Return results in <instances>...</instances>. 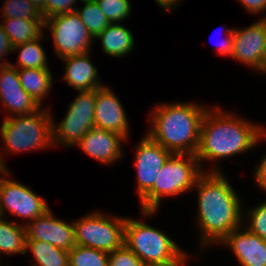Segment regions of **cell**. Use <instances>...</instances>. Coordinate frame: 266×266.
Segmentation results:
<instances>
[{"mask_svg": "<svg viewBox=\"0 0 266 266\" xmlns=\"http://www.w3.org/2000/svg\"><path fill=\"white\" fill-rule=\"evenodd\" d=\"M226 175L204 172L196 181L198 230L201 250L218 244L233 230L243 225L242 202Z\"/></svg>", "mask_w": 266, "mask_h": 266, "instance_id": "obj_1", "label": "cell"}, {"mask_svg": "<svg viewBox=\"0 0 266 266\" xmlns=\"http://www.w3.org/2000/svg\"><path fill=\"white\" fill-rule=\"evenodd\" d=\"M231 113L216 106L208 108L203 116L196 158L204 172L208 170L202 162H215L209 172H221L217 161L252 150L266 135L265 126Z\"/></svg>", "mask_w": 266, "mask_h": 266, "instance_id": "obj_2", "label": "cell"}, {"mask_svg": "<svg viewBox=\"0 0 266 266\" xmlns=\"http://www.w3.org/2000/svg\"><path fill=\"white\" fill-rule=\"evenodd\" d=\"M162 103L151 110V129L146 135L172 154L196 155L200 128L208 107L199 103Z\"/></svg>", "mask_w": 266, "mask_h": 266, "instance_id": "obj_3", "label": "cell"}, {"mask_svg": "<svg viewBox=\"0 0 266 266\" xmlns=\"http://www.w3.org/2000/svg\"><path fill=\"white\" fill-rule=\"evenodd\" d=\"M203 173L196 155L172 154L161 168L153 187L139 200L143 218L157 214L162 198L193 191Z\"/></svg>", "mask_w": 266, "mask_h": 266, "instance_id": "obj_4", "label": "cell"}, {"mask_svg": "<svg viewBox=\"0 0 266 266\" xmlns=\"http://www.w3.org/2000/svg\"><path fill=\"white\" fill-rule=\"evenodd\" d=\"M124 244L143 263L185 266L191 255L170 239L165 232L142 220L126 217Z\"/></svg>", "mask_w": 266, "mask_h": 266, "instance_id": "obj_5", "label": "cell"}, {"mask_svg": "<svg viewBox=\"0 0 266 266\" xmlns=\"http://www.w3.org/2000/svg\"><path fill=\"white\" fill-rule=\"evenodd\" d=\"M41 107L29 115L4 117L0 128L3 151L12 155L54 147L51 110ZM5 149V150H4Z\"/></svg>", "mask_w": 266, "mask_h": 266, "instance_id": "obj_6", "label": "cell"}, {"mask_svg": "<svg viewBox=\"0 0 266 266\" xmlns=\"http://www.w3.org/2000/svg\"><path fill=\"white\" fill-rule=\"evenodd\" d=\"M123 216L107 217L102 212L93 211L73 221L75 242L107 253L113 252L124 244Z\"/></svg>", "mask_w": 266, "mask_h": 266, "instance_id": "obj_7", "label": "cell"}, {"mask_svg": "<svg viewBox=\"0 0 266 266\" xmlns=\"http://www.w3.org/2000/svg\"><path fill=\"white\" fill-rule=\"evenodd\" d=\"M76 98L70 102L64 119L59 124L52 118L53 146H75L90 130L95 128V100L96 89L78 92Z\"/></svg>", "mask_w": 266, "mask_h": 266, "instance_id": "obj_8", "label": "cell"}, {"mask_svg": "<svg viewBox=\"0 0 266 266\" xmlns=\"http://www.w3.org/2000/svg\"><path fill=\"white\" fill-rule=\"evenodd\" d=\"M45 28L51 34L54 51L59 59L89 52L92 41H95L76 11L45 19Z\"/></svg>", "mask_w": 266, "mask_h": 266, "instance_id": "obj_9", "label": "cell"}, {"mask_svg": "<svg viewBox=\"0 0 266 266\" xmlns=\"http://www.w3.org/2000/svg\"><path fill=\"white\" fill-rule=\"evenodd\" d=\"M1 173L0 207L3 217H5L6 211H9L12 216L33 221L50 209L44 197L36 194L27 185L21 184L10 177L8 169H0Z\"/></svg>", "mask_w": 266, "mask_h": 266, "instance_id": "obj_10", "label": "cell"}, {"mask_svg": "<svg viewBox=\"0 0 266 266\" xmlns=\"http://www.w3.org/2000/svg\"><path fill=\"white\" fill-rule=\"evenodd\" d=\"M134 155L137 193L140 200L153 187L161 168L172 153L145 134L136 144Z\"/></svg>", "mask_w": 266, "mask_h": 266, "instance_id": "obj_11", "label": "cell"}, {"mask_svg": "<svg viewBox=\"0 0 266 266\" xmlns=\"http://www.w3.org/2000/svg\"><path fill=\"white\" fill-rule=\"evenodd\" d=\"M265 46V23L258 19L242 29H233L232 57L263 75V52Z\"/></svg>", "mask_w": 266, "mask_h": 266, "instance_id": "obj_12", "label": "cell"}, {"mask_svg": "<svg viewBox=\"0 0 266 266\" xmlns=\"http://www.w3.org/2000/svg\"><path fill=\"white\" fill-rule=\"evenodd\" d=\"M51 209L25 226L26 240H39L70 251L75 245L74 224L55 218Z\"/></svg>", "mask_w": 266, "mask_h": 266, "instance_id": "obj_13", "label": "cell"}, {"mask_svg": "<svg viewBox=\"0 0 266 266\" xmlns=\"http://www.w3.org/2000/svg\"><path fill=\"white\" fill-rule=\"evenodd\" d=\"M0 103L11 116L29 115L41 106L22 88L17 68L0 65Z\"/></svg>", "mask_w": 266, "mask_h": 266, "instance_id": "obj_14", "label": "cell"}, {"mask_svg": "<svg viewBox=\"0 0 266 266\" xmlns=\"http://www.w3.org/2000/svg\"><path fill=\"white\" fill-rule=\"evenodd\" d=\"M126 114L118 96L109 86L96 89L95 128L116 132L129 140L130 126Z\"/></svg>", "mask_w": 266, "mask_h": 266, "instance_id": "obj_15", "label": "cell"}, {"mask_svg": "<svg viewBox=\"0 0 266 266\" xmlns=\"http://www.w3.org/2000/svg\"><path fill=\"white\" fill-rule=\"evenodd\" d=\"M127 139L109 130L90 129L75 145L87 156L103 164H113L123 156V143Z\"/></svg>", "mask_w": 266, "mask_h": 266, "instance_id": "obj_16", "label": "cell"}, {"mask_svg": "<svg viewBox=\"0 0 266 266\" xmlns=\"http://www.w3.org/2000/svg\"><path fill=\"white\" fill-rule=\"evenodd\" d=\"M243 228L233 230L219 245L232 251L241 266H266V241Z\"/></svg>", "mask_w": 266, "mask_h": 266, "instance_id": "obj_17", "label": "cell"}, {"mask_svg": "<svg viewBox=\"0 0 266 266\" xmlns=\"http://www.w3.org/2000/svg\"><path fill=\"white\" fill-rule=\"evenodd\" d=\"M90 52L61 59L65 62L63 81L79 92L100 89L105 86L100 82L102 80L99 79L97 68L91 62Z\"/></svg>", "mask_w": 266, "mask_h": 266, "instance_id": "obj_18", "label": "cell"}, {"mask_svg": "<svg viewBox=\"0 0 266 266\" xmlns=\"http://www.w3.org/2000/svg\"><path fill=\"white\" fill-rule=\"evenodd\" d=\"M102 44V52L112 57L123 58L135 47L132 32L121 23H110L96 38Z\"/></svg>", "mask_w": 266, "mask_h": 266, "instance_id": "obj_19", "label": "cell"}, {"mask_svg": "<svg viewBox=\"0 0 266 266\" xmlns=\"http://www.w3.org/2000/svg\"><path fill=\"white\" fill-rule=\"evenodd\" d=\"M22 88L42 107L54 84L50 69H17Z\"/></svg>", "mask_w": 266, "mask_h": 266, "instance_id": "obj_20", "label": "cell"}, {"mask_svg": "<svg viewBox=\"0 0 266 266\" xmlns=\"http://www.w3.org/2000/svg\"><path fill=\"white\" fill-rule=\"evenodd\" d=\"M3 30L8 35L13 47L39 38L44 32L45 20H28L21 18H3Z\"/></svg>", "mask_w": 266, "mask_h": 266, "instance_id": "obj_21", "label": "cell"}, {"mask_svg": "<svg viewBox=\"0 0 266 266\" xmlns=\"http://www.w3.org/2000/svg\"><path fill=\"white\" fill-rule=\"evenodd\" d=\"M0 219V257L1 254L14 255L26 253L25 226L12 221Z\"/></svg>", "mask_w": 266, "mask_h": 266, "instance_id": "obj_22", "label": "cell"}, {"mask_svg": "<svg viewBox=\"0 0 266 266\" xmlns=\"http://www.w3.org/2000/svg\"><path fill=\"white\" fill-rule=\"evenodd\" d=\"M32 254V266H69V252L39 240H26V252Z\"/></svg>", "mask_w": 266, "mask_h": 266, "instance_id": "obj_23", "label": "cell"}, {"mask_svg": "<svg viewBox=\"0 0 266 266\" xmlns=\"http://www.w3.org/2000/svg\"><path fill=\"white\" fill-rule=\"evenodd\" d=\"M44 34L35 40L13 47V52H19V57L17 64L10 63V65L17 69H49L47 66V55L41 44Z\"/></svg>", "mask_w": 266, "mask_h": 266, "instance_id": "obj_24", "label": "cell"}, {"mask_svg": "<svg viewBox=\"0 0 266 266\" xmlns=\"http://www.w3.org/2000/svg\"><path fill=\"white\" fill-rule=\"evenodd\" d=\"M83 4L82 8L77 7L75 11L92 37L96 38L110 22L100 10L96 1L83 2Z\"/></svg>", "mask_w": 266, "mask_h": 266, "instance_id": "obj_25", "label": "cell"}, {"mask_svg": "<svg viewBox=\"0 0 266 266\" xmlns=\"http://www.w3.org/2000/svg\"><path fill=\"white\" fill-rule=\"evenodd\" d=\"M69 252V266H107L108 254L105 251L75 245Z\"/></svg>", "mask_w": 266, "mask_h": 266, "instance_id": "obj_26", "label": "cell"}, {"mask_svg": "<svg viewBox=\"0 0 266 266\" xmlns=\"http://www.w3.org/2000/svg\"><path fill=\"white\" fill-rule=\"evenodd\" d=\"M2 18H21L28 20H45L39 8L28 0H1Z\"/></svg>", "mask_w": 266, "mask_h": 266, "instance_id": "obj_27", "label": "cell"}, {"mask_svg": "<svg viewBox=\"0 0 266 266\" xmlns=\"http://www.w3.org/2000/svg\"><path fill=\"white\" fill-rule=\"evenodd\" d=\"M110 23H122L131 14L130 0H95Z\"/></svg>", "mask_w": 266, "mask_h": 266, "instance_id": "obj_28", "label": "cell"}, {"mask_svg": "<svg viewBox=\"0 0 266 266\" xmlns=\"http://www.w3.org/2000/svg\"><path fill=\"white\" fill-rule=\"evenodd\" d=\"M252 208L245 209L246 214L245 216L243 215V217L247 219H242L244 222L243 225L250 232L258 235L260 238L266 241V201H262ZM246 220L249 221L248 224L245 222Z\"/></svg>", "mask_w": 266, "mask_h": 266, "instance_id": "obj_29", "label": "cell"}, {"mask_svg": "<svg viewBox=\"0 0 266 266\" xmlns=\"http://www.w3.org/2000/svg\"><path fill=\"white\" fill-rule=\"evenodd\" d=\"M142 260L125 244L108 254L107 266H142Z\"/></svg>", "mask_w": 266, "mask_h": 266, "instance_id": "obj_30", "label": "cell"}, {"mask_svg": "<svg viewBox=\"0 0 266 266\" xmlns=\"http://www.w3.org/2000/svg\"><path fill=\"white\" fill-rule=\"evenodd\" d=\"M77 0H46L45 1V19L55 15L74 12L76 10ZM75 6V7H74Z\"/></svg>", "mask_w": 266, "mask_h": 266, "instance_id": "obj_31", "label": "cell"}, {"mask_svg": "<svg viewBox=\"0 0 266 266\" xmlns=\"http://www.w3.org/2000/svg\"><path fill=\"white\" fill-rule=\"evenodd\" d=\"M223 30V29H222ZM225 31V32H224ZM223 34L225 33V38L222 39L220 44L216 45V51L219 55L228 56L232 54V47H233V29L227 28L224 29Z\"/></svg>", "mask_w": 266, "mask_h": 266, "instance_id": "obj_32", "label": "cell"}, {"mask_svg": "<svg viewBox=\"0 0 266 266\" xmlns=\"http://www.w3.org/2000/svg\"><path fill=\"white\" fill-rule=\"evenodd\" d=\"M11 51L13 52V45L0 24V59L3 58L4 60L3 62H0V65L10 64V62L6 60V57Z\"/></svg>", "mask_w": 266, "mask_h": 266, "instance_id": "obj_33", "label": "cell"}, {"mask_svg": "<svg viewBox=\"0 0 266 266\" xmlns=\"http://www.w3.org/2000/svg\"><path fill=\"white\" fill-rule=\"evenodd\" d=\"M242 7L249 12V14H264L266 13V0H238Z\"/></svg>", "mask_w": 266, "mask_h": 266, "instance_id": "obj_34", "label": "cell"}, {"mask_svg": "<svg viewBox=\"0 0 266 266\" xmlns=\"http://www.w3.org/2000/svg\"><path fill=\"white\" fill-rule=\"evenodd\" d=\"M254 179L259 188H261L264 192L266 191V154L259 161L258 165L254 167Z\"/></svg>", "mask_w": 266, "mask_h": 266, "instance_id": "obj_35", "label": "cell"}, {"mask_svg": "<svg viewBox=\"0 0 266 266\" xmlns=\"http://www.w3.org/2000/svg\"><path fill=\"white\" fill-rule=\"evenodd\" d=\"M165 12H172L183 0H155Z\"/></svg>", "mask_w": 266, "mask_h": 266, "instance_id": "obj_36", "label": "cell"}, {"mask_svg": "<svg viewBox=\"0 0 266 266\" xmlns=\"http://www.w3.org/2000/svg\"><path fill=\"white\" fill-rule=\"evenodd\" d=\"M30 1L33 5H35L37 8H39L42 12V15L45 19V1L46 0H28Z\"/></svg>", "mask_w": 266, "mask_h": 266, "instance_id": "obj_37", "label": "cell"}, {"mask_svg": "<svg viewBox=\"0 0 266 266\" xmlns=\"http://www.w3.org/2000/svg\"><path fill=\"white\" fill-rule=\"evenodd\" d=\"M262 19L265 23V46H264V52H263V73L265 75L266 73V15L264 18L262 17Z\"/></svg>", "mask_w": 266, "mask_h": 266, "instance_id": "obj_38", "label": "cell"}, {"mask_svg": "<svg viewBox=\"0 0 266 266\" xmlns=\"http://www.w3.org/2000/svg\"><path fill=\"white\" fill-rule=\"evenodd\" d=\"M2 153L3 152L0 153V169H8V167L6 166L5 158H3L5 156H3Z\"/></svg>", "mask_w": 266, "mask_h": 266, "instance_id": "obj_39", "label": "cell"}, {"mask_svg": "<svg viewBox=\"0 0 266 266\" xmlns=\"http://www.w3.org/2000/svg\"><path fill=\"white\" fill-rule=\"evenodd\" d=\"M142 266H167V265L152 264V263H143Z\"/></svg>", "mask_w": 266, "mask_h": 266, "instance_id": "obj_40", "label": "cell"}, {"mask_svg": "<svg viewBox=\"0 0 266 266\" xmlns=\"http://www.w3.org/2000/svg\"><path fill=\"white\" fill-rule=\"evenodd\" d=\"M91 1H95V0H81V2H91Z\"/></svg>", "mask_w": 266, "mask_h": 266, "instance_id": "obj_41", "label": "cell"}, {"mask_svg": "<svg viewBox=\"0 0 266 266\" xmlns=\"http://www.w3.org/2000/svg\"><path fill=\"white\" fill-rule=\"evenodd\" d=\"M4 218L0 207V219Z\"/></svg>", "mask_w": 266, "mask_h": 266, "instance_id": "obj_42", "label": "cell"}]
</instances>
